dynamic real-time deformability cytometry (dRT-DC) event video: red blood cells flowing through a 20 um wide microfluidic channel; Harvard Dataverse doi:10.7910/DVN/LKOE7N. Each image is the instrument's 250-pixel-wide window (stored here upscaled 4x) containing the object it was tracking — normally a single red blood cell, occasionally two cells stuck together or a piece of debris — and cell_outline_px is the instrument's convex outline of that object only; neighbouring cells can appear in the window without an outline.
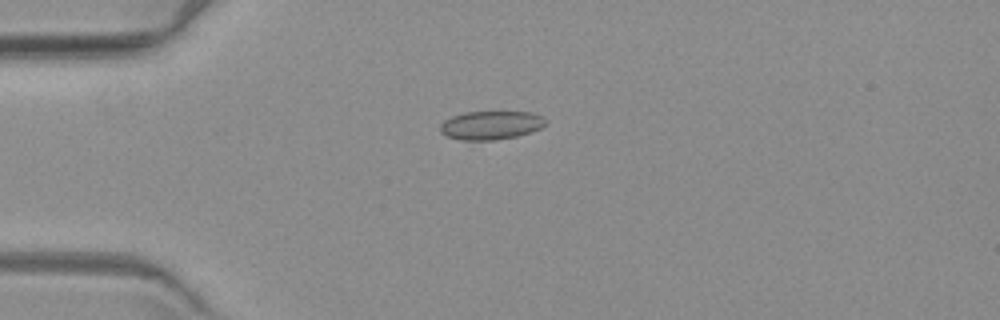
{"species": "common noctule bat (a hibernating species)", "species_latin": "Nyctalus noctula", "temperature_condition": "warm", "stored_images_in_passage": 6, "camera_frame_rate_fps": 3000, "um_per_image_px": 0.085, "animal": {"sex": "female", "body_mass_g": 19.3, "forearm_length_mm": 54.1}, "frame": {"image": 1, "passage_image": 2, "time_ms": 1.0, "image_size_px": [1000, 320], "cell_outline_px": [[548, 120], [540, 128], [532, 132], [516, 136], [492, 140], [460, 140], [448, 136], [440, 132], [440, 124], [444, 120], [452, 116], [464, 112], [532, 112], [544, 116]], "centroid_in_image_um": [41.74, 10.63], "position_along_channel_um": 43.3, "area_um2": 17.63}}
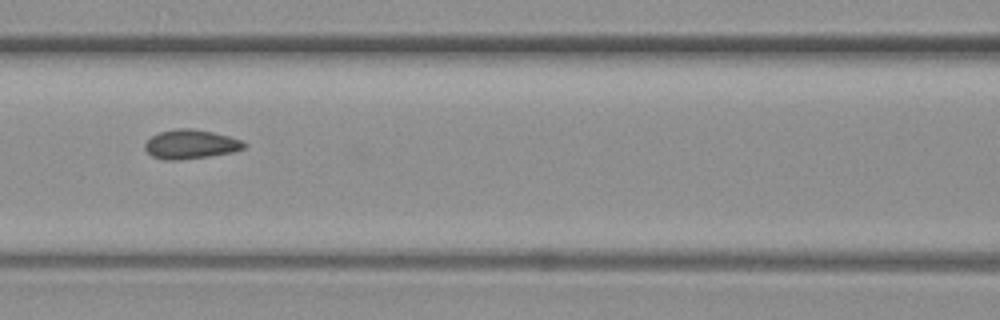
{"frame": {"image": 2, "passage_image": 5, "time_ms": 4.667, "image_size_px": [1000, 320], "cell_outline_px": [[248, 144], [244, 148], [232, 152], [208, 156], [180, 160], [164, 160], [152, 156], [144, 148], [144, 144], [152, 136], [160, 132], [176, 128], [192, 128], [212, 132], [244, 140]], "centroid_in_image_um": [16.22, 12.26], "position_along_channel_um": 150.4, "area_um2": 16.88}}
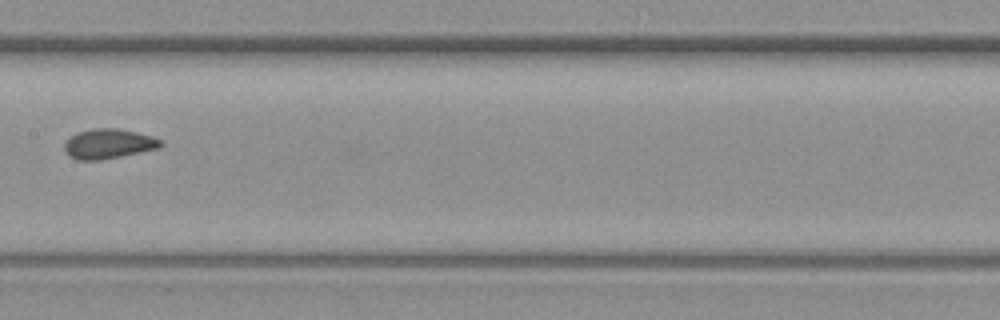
{"frame": {"image": 3, "passage_image": 6, "time_ms": 6.0, "image_size_px": [1000, 320], "cell_outline_px": [[164, 144], [156, 148], [120, 156], [100, 160], [76, 160], [68, 156], [64, 152], [64, 144], [72, 136], [80, 132], [96, 128], [116, 128], [136, 132], [152, 136], [160, 140]], "centroid_in_image_um": [9.18, 12.23], "position_along_channel_um": 198.2, "area_um2": 16.42}}